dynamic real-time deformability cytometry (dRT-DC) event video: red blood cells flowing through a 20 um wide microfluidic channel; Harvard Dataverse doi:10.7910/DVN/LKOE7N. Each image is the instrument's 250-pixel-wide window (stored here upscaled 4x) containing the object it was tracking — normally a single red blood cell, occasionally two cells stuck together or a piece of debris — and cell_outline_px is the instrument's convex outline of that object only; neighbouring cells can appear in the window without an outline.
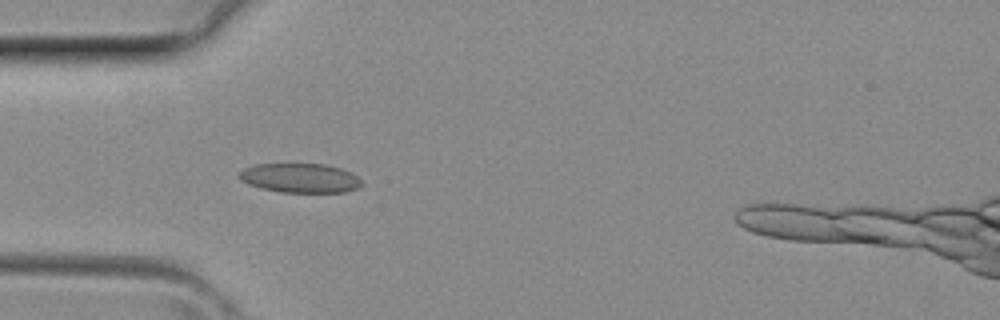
{"species": "common noctule bat (a hibernating species)", "species_latin": "Nyctalus noctula", "temperature_condition": "room temperature", "stored_images_in_passage": 32, "camera_frame_rate_fps": 3000, "um_per_image_px": 0.085, "animal": {"sex": "female", "body_mass_g": 29.2, "forearm_length_mm": 56.3}, "frame": {"image": 1, "passage_image": 9, "time_ms": 2.667, "image_size_px": [1000, 320], "cell_outline_px": [[364, 184], [360, 188], [344, 192], [280, 192], [260, 188], [248, 184], [240, 180], [236, 176], [244, 168], [256, 164], [324, 164], [340, 168], [356, 176]], "centroid_in_image_um": [25.48, 15.14], "position_along_channel_um": 59.5, "area_um2": 20.98}}
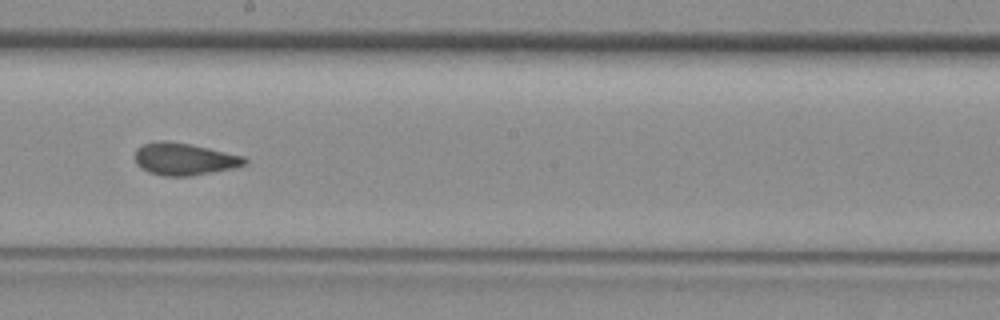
{"frame": {"image": 2, "passage_image": 19, "time_ms": 6.0, "image_size_px": [1000, 320], "cell_outline_px": [[248, 164], [232, 168], [192, 176], [164, 176], [148, 172], [140, 168], [136, 164], [136, 148], [144, 144], [160, 140], [164, 140], [188, 144], [208, 148], [244, 156], [248, 160]], "centroid_in_image_um": [15.66, 13.53], "position_along_channel_um": 232.5, "area_um2": 20.52}}
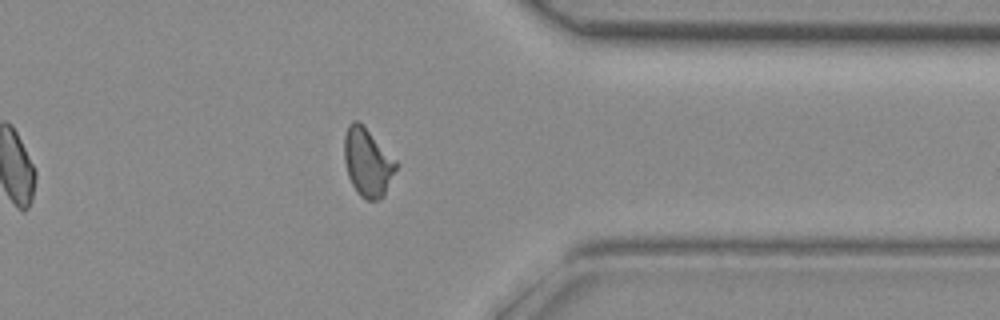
{"frame": {"image": 3, "passage_image": 28, "time_ms": 9.0, "image_size_px": [1000, 320], "cell_outline_px": [[400, 164], [384, 196], [380, 200], [368, 200], [360, 196], [356, 192], [348, 176], [344, 160], [344, 136], [348, 124], [352, 120], [356, 120]], "centroid_in_image_um": [31.25, 13.85], "position_along_channel_um": 380.1, "area_um2": 20.52}}